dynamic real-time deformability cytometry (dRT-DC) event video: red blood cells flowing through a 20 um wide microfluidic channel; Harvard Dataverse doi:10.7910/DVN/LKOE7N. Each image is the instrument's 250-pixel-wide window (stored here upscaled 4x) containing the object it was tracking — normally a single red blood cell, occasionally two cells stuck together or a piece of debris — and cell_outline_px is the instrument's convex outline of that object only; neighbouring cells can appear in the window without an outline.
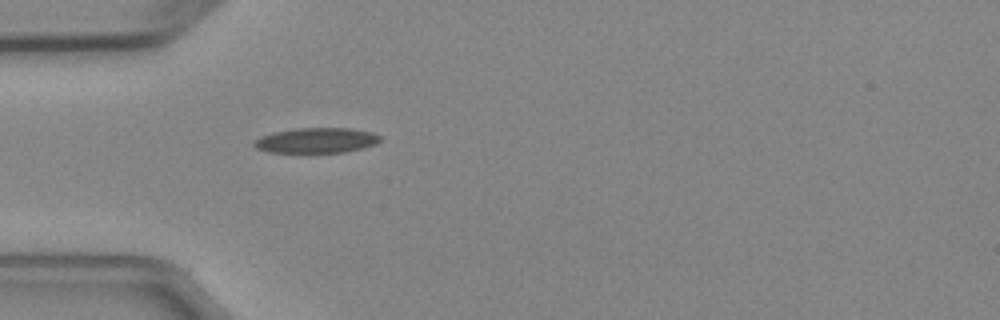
{"species": "Egyptian fruit bat (a non-hibernating species)", "species_latin": "Rousettus aegyptiacus", "temperature_condition": "cold", "stored_images_in_passage": 1, "camera_frame_rate_fps": 3000, "um_per_image_px": 0.085, "animal": {"sex": "female"}, "frame": {"image": 1, "passage_image": 1, "time_ms": 0.0, "image_size_px": [1000, 320], "cell_outline_px": [[380, 140], [376, 144], [364, 148], [344, 152], [304, 156], [268, 152], [256, 148], [252, 144], [252, 140], [260, 136], [272, 132], [296, 128], [348, 128], [372, 132], [380, 136]], "centroid_in_image_um": [26.8, 11.99], "position_along_channel_um": 58.2, "area_um2": 19.71}}